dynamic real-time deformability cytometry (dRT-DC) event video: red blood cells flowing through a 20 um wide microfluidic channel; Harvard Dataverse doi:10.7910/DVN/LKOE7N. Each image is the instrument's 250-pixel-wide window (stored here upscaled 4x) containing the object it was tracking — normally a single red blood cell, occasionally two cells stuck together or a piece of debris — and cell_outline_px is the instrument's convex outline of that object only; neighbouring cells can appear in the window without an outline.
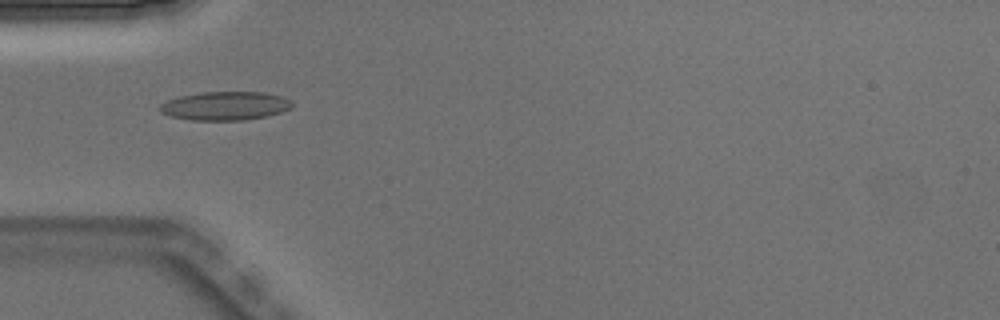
{"species": "Egyptian fruit bat (a non-hibernating species)", "species_latin": "Rousettus aegyptiacus", "temperature_condition": "warm", "stored_images_in_passage": 3, "camera_frame_rate_fps": 3000, "um_per_image_px": 0.085, "animal": {"sex": "male"}, "frame": {"image": 1, "passage_image": 2, "time_ms": 0.333, "image_size_px": [1000, 320], "cell_outline_px": [[292, 108], [268, 116], [244, 120], [192, 120], [172, 116], [160, 112], [156, 108], [160, 104], [168, 100], [180, 96], [200, 92], [264, 92], [284, 96], [292, 100]], "centroid_in_image_um": [19.16, 8.99], "position_along_channel_um": 65.8, "area_um2": 22.25}}